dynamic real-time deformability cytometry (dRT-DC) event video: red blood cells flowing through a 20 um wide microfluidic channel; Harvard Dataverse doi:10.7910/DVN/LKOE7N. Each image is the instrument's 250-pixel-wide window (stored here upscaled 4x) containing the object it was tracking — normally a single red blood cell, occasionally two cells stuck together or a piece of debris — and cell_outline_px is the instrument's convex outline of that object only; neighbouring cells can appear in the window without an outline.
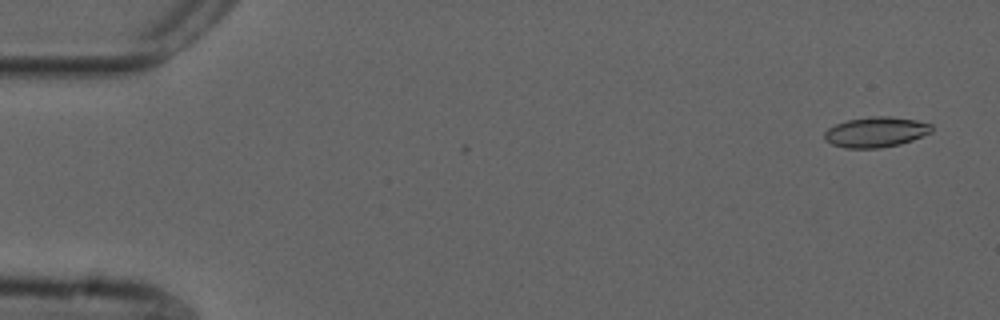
{"species": "common noctule bat (a hibernating species)", "species_latin": "Nyctalus noctula", "temperature_condition": "cold", "stored_images_in_passage": 2, "camera_frame_rate_fps": 3000, "um_per_image_px": 0.085, "animal": {"sex": "male", "forearm_length_mm": 52.5}, "frame": {"image": 1, "passage_image": 2, "time_ms": 0.333, "image_size_px": [1000, 320], "cell_outline_px": [[932, 132], [912, 140], [900, 144], [880, 148], [844, 148], [832, 144], [824, 140], [824, 132], [828, 128], [836, 124], [848, 120], [872, 116], [892, 116], [916, 120], [932, 124]], "centroid_in_image_um": [74.45, 11.22], "position_along_channel_um": 10.6, "area_um2": 19.02}}